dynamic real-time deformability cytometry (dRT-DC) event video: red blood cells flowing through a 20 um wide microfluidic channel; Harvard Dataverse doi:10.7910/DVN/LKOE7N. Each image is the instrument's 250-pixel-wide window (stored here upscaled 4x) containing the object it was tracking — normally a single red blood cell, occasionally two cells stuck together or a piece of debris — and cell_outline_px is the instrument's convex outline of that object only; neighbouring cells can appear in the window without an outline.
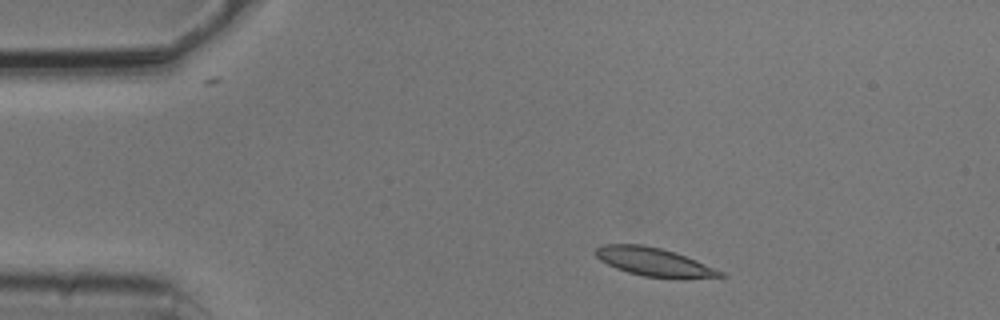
{"species": "common noctule bat (a hibernating species)", "species_latin": "Nyctalus noctula", "temperature_condition": "cold", "stored_images_in_passage": 4, "camera_frame_rate_fps": 3000, "um_per_image_px": 0.085, "animal": {"sex": "male", "body_mass_g": 20.5, "forearm_length_mm": 52.5}, "frame": {"image": 1, "passage_image": 2, "time_ms": 0.333, "image_size_px": [1000, 320], "cell_outline_px": [[728, 276], [676, 280], [644, 276], [628, 272], [616, 268], [600, 260], [596, 256], [596, 248], [600, 244], [644, 244], [660, 248], [696, 260], [724, 272]], "centroid_in_image_um": [55.63, 22.29], "position_along_channel_um": 29.4, "area_um2": 20.87}}